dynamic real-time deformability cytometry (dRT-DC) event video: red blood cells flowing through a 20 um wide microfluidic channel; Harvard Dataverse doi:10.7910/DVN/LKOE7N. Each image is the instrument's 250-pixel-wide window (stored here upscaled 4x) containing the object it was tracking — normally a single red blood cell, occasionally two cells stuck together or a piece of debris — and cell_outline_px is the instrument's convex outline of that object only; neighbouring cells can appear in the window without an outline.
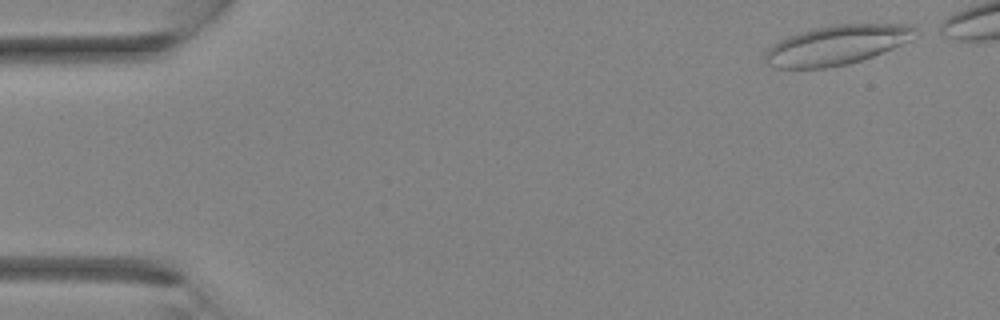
{"species": "Egyptian fruit bat (a non-hibernating species)", "species_latin": "Rousettus aegyptiacus", "temperature_condition": "room temperature", "stored_images_in_passage": 30, "camera_frame_rate_fps": 3000, "um_per_image_px": 0.085, "animal": {"sex": "female"}, "frame": {"image": 1, "passage_image": 1, "time_ms": 0.0, "image_size_px": [1000, 320], "cell_outline_px": [[916, 28], [912, 40], [872, 56], [848, 64], [828, 68], [776, 68], [768, 64], [764, 60], [764, 52], [772, 44], [788, 36], [800, 32], [816, 28], [836, 24], [908, 24]], "centroid_in_image_um": [71.09, 3.83], "position_along_channel_um": 13.9, "area_um2": 34.39}}
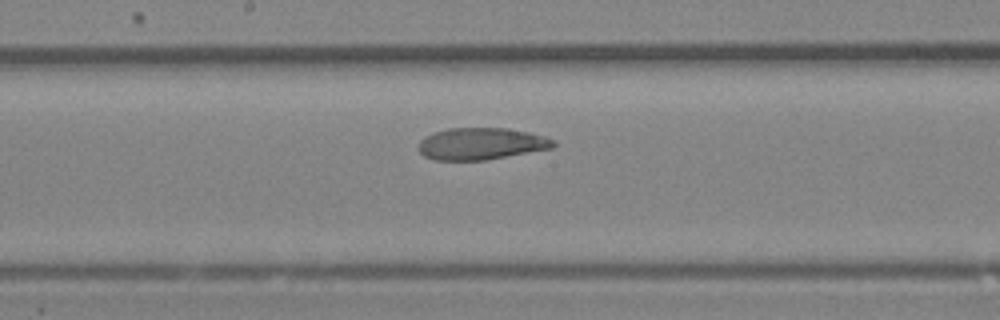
{"frame": {"image": 2, "passage_image": 17, "time_ms": 5.333, "image_size_px": [1000, 320], "cell_outline_px": [[556, 144], [552, 148], [484, 160], [436, 160], [424, 156], [420, 152], [420, 140], [424, 136], [448, 128], [508, 128], [528, 132], [544, 136], [552, 140]], "centroid_in_image_um": [40.88, 12.21], "position_along_channel_um": 207.3, "area_um2": 24.8}}
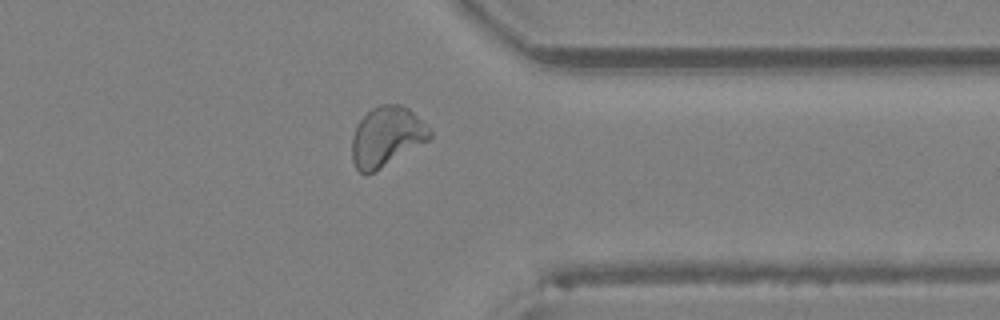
{"frame": {"image": 3, "passage_image": 26, "time_ms": 8.333, "image_size_px": [1000, 320], "cell_outline_px": [[432, 136], [428, 140], [372, 172], [364, 176], [356, 168], [352, 160], [352, 136], [356, 124], [372, 108], [380, 104], [400, 104], [408, 108], [424, 120], [432, 132]], "centroid_in_image_um": [32.85, 11.58], "position_along_channel_um": 378.5, "area_um2": 26.93}}